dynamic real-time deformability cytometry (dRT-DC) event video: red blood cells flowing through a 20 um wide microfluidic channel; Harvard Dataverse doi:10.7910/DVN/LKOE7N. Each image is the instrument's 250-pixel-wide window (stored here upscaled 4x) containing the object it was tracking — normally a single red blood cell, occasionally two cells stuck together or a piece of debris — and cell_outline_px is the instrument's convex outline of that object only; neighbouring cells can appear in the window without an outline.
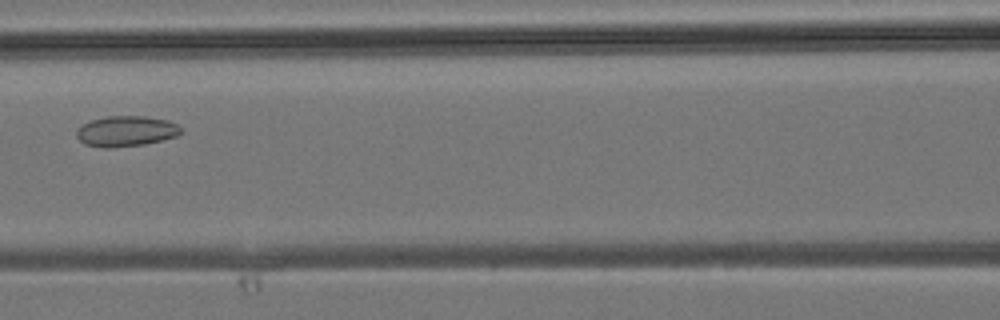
{"species": "common noctule bat (a hibernating species)", "species_latin": "Nyctalus noctula", "temperature_condition": "room temperature", "stored_images_in_passage": 5, "camera_frame_rate_fps": 3000, "um_per_image_px": 0.085, "animal": {"sex": "male", "body_mass_g": 19.2, "forearm_length_mm": 51.8}, "frame": {"image": 1, "passage_image": 5, "time_ms": 1.333, "image_size_px": [1000, 320], "cell_outline_px": [[180, 132], [176, 136], [144, 144], [112, 148], [104, 148], [84, 144], [76, 136], [76, 132], [84, 124], [92, 120], [108, 116], [144, 116], [168, 120], [176, 124], [180, 128]], "centroid_in_image_um": [10.7, 11.15], "position_along_channel_um": 155.9, "area_um2": 18.32}}